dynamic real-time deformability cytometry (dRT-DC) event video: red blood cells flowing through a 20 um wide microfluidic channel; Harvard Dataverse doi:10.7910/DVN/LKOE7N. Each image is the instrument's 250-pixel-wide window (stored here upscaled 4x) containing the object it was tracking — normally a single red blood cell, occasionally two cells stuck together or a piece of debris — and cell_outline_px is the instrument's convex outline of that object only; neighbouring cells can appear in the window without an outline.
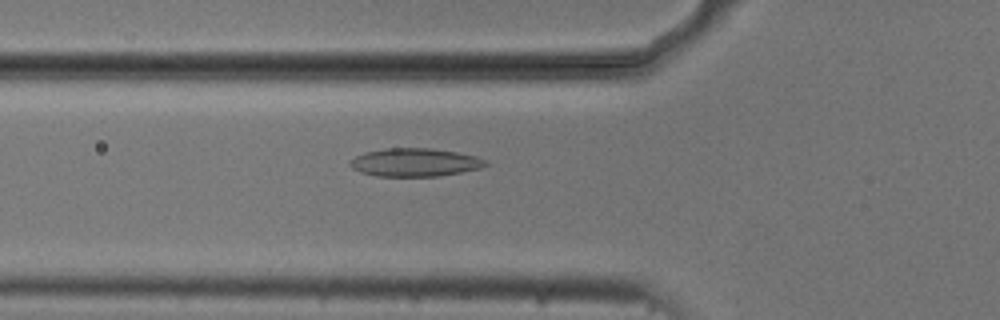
{"species": "common noctule bat (a hibernating species)", "species_latin": "Nyctalus noctula", "temperature_condition": "cold", "stored_images_in_passage": 54, "camera_frame_rate_fps": 3000, "um_per_image_px": 0.085, "animal": {"sex": "male", "body_mass_g": 20.5, "forearm_length_mm": 52.5}, "frame": {"image": 1, "passage_image": 19, "time_ms": 6.0, "image_size_px": [1000, 320], "cell_outline_px": [[488, 164], [480, 168], [440, 176], [376, 176], [360, 172], [352, 168], [348, 164], [348, 160], [364, 152], [384, 148], [432, 148], [456, 152], [476, 156], [484, 160]], "centroid_in_image_um": [35.2, 13.8], "position_along_channel_um": 90.6, "area_um2": 22.31}}
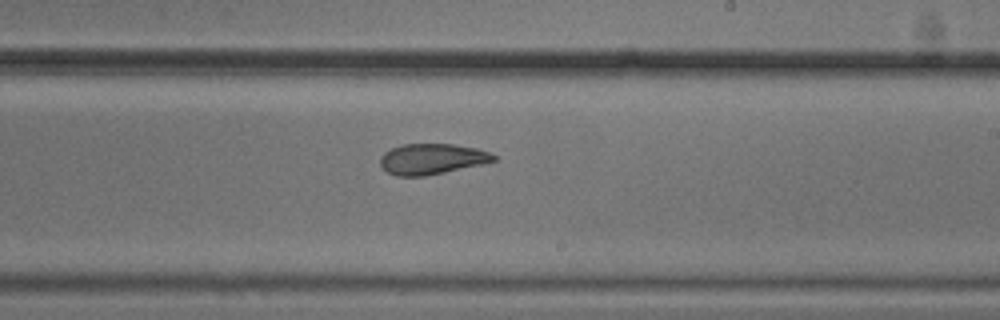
{"frame": {"image": 2, "passage_image": 32, "time_ms": 10.333, "image_size_px": [1000, 320], "cell_outline_px": [[500, 160], [444, 172], [424, 176], [396, 176], [388, 172], [380, 164], [380, 156], [384, 152], [392, 148], [404, 144], [452, 144], [476, 148], [488, 152], [496, 156]], "centroid_in_image_um": [36.72, 13.51], "position_along_channel_um": 252.3, "area_um2": 20.17}}
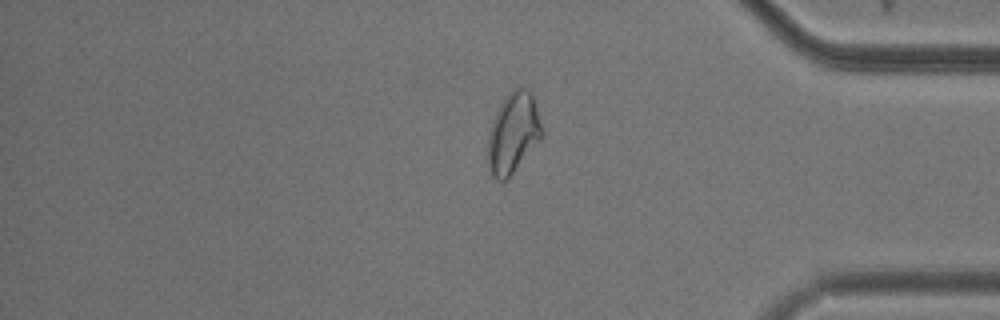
{"frame": {"image": 3, "passage_image": 45, "time_ms": 14.667, "image_size_px": [1000, 320], "cell_outline_px": [[544, 136], [508, 180], [496, 180], [492, 176], [488, 168], [488, 132], [492, 120], [500, 104], [508, 92], [516, 88], [524, 88], [532, 92], [544, 132]], "centroid_in_image_um": [43.63, 11.33], "position_along_channel_um": 391.6, "area_um2": 25.84}, "authors_computed_cell_mechanics": {"area_um2": 22.8599, "velocity_mm_per_s": 3.7123, "shape_relaxation_time_tau1_ms": 7.3075, "shape_relaxation_time_tau2_ms": 2.5946, "deformation_change_tau1": 0.1595, "deformation_change_tau2": 0.0808}}